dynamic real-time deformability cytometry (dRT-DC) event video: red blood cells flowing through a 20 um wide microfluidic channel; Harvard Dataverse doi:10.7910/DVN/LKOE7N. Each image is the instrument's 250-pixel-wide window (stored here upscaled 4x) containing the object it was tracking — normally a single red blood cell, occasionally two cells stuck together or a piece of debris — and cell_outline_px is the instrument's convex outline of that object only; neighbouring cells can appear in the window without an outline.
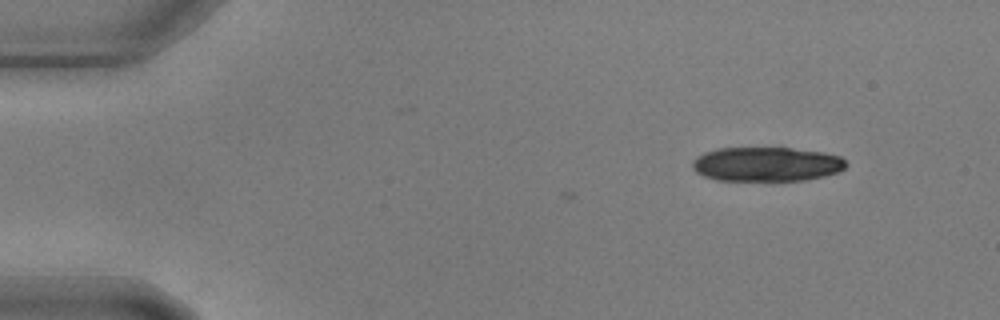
{"species": "common noctule bat (a hibernating species)", "species_latin": "Nyctalus noctula", "temperature_condition": "warm", "stored_images_in_passage": 2, "camera_frame_rate_fps": 3000, "um_per_image_px": 0.085, "animal": {"sex": "male", "body_mass_g": 17.9, "forearm_length_mm": 54.2}, "frame": {"image": 1, "passage_image": 2, "time_ms": 0.333, "image_size_px": [1000, 320], "cell_outline_px": [[848, 164], [844, 168], [836, 172], [824, 176], [804, 180], [716, 180], [704, 176], [696, 172], [692, 168], [692, 160], [696, 156], [704, 152], [716, 148], [792, 148], [824, 152], [840, 156]], "centroid_in_image_um": [65.13, 13.94], "position_along_channel_um": 19.9, "area_um2": 30.81}}